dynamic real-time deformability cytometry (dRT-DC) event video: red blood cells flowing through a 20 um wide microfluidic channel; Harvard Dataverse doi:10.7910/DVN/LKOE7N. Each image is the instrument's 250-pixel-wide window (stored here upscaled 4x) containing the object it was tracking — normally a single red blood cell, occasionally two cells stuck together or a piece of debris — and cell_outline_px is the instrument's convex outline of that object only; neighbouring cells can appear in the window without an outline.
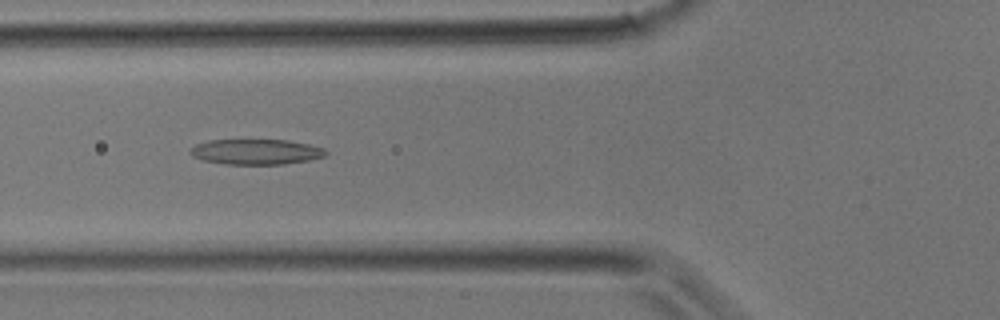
{"species": "common noctule bat (a hibernating species)", "species_latin": "Nyctalus noctula", "temperature_condition": "room temperature", "stored_images_in_passage": 37, "camera_frame_rate_fps": 3000, "um_per_image_px": 0.085, "animal": {"sex": "male", "body_mass_g": 17.9}, "frame": {"image": 1, "passage_image": 14, "time_ms": 4.333, "image_size_px": [1000, 320], "cell_outline_px": [[328, 152], [324, 156], [308, 160], [284, 164], [228, 164], [204, 160], [192, 156], [188, 152], [196, 144], [208, 140], [288, 140], [308, 144], [324, 148]], "centroid_in_image_um": [21.76, 12.9], "position_along_channel_um": 104.0, "area_um2": 19.88}}
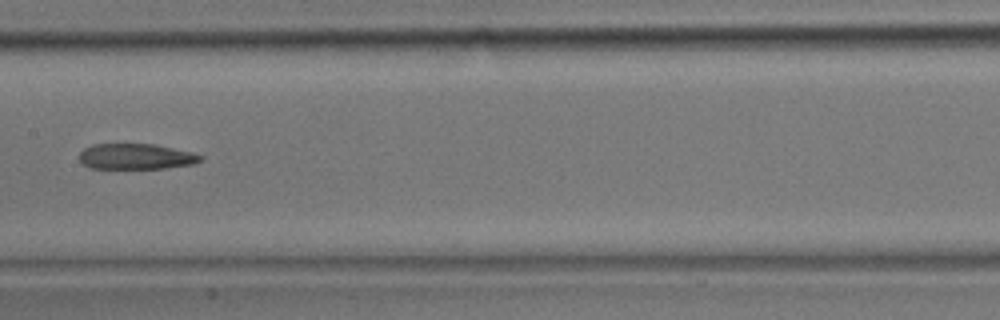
{"frame": {"image": 2, "passage_image": 19, "time_ms": 6.0, "image_size_px": [1000, 320], "cell_outline_px": [[204, 156], [200, 160], [192, 164], [164, 168], [88, 168], [80, 160], [80, 152], [84, 148], [92, 144], [152, 144], [192, 152]], "centroid_in_image_um": [11.53, 13.3], "position_along_channel_um": 195.9, "area_um2": 17.92}}
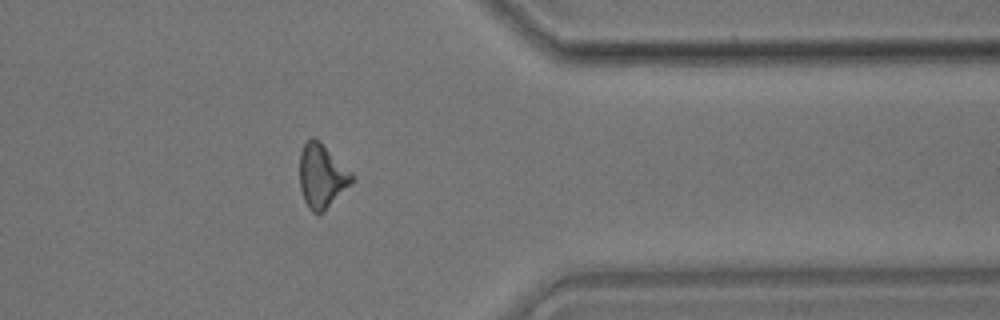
{"frame": {"image": 3, "passage_image": 30, "time_ms": 9.667, "image_size_px": [1000, 320], "cell_outline_px": [[356, 180], [324, 212], [316, 216], [308, 208], [304, 200], [300, 188], [300, 152], [304, 144], [312, 136], [352, 172], [356, 176]], "centroid_in_image_um": [27.37, 15.03], "position_along_channel_um": 384.0, "area_um2": 19.54}}